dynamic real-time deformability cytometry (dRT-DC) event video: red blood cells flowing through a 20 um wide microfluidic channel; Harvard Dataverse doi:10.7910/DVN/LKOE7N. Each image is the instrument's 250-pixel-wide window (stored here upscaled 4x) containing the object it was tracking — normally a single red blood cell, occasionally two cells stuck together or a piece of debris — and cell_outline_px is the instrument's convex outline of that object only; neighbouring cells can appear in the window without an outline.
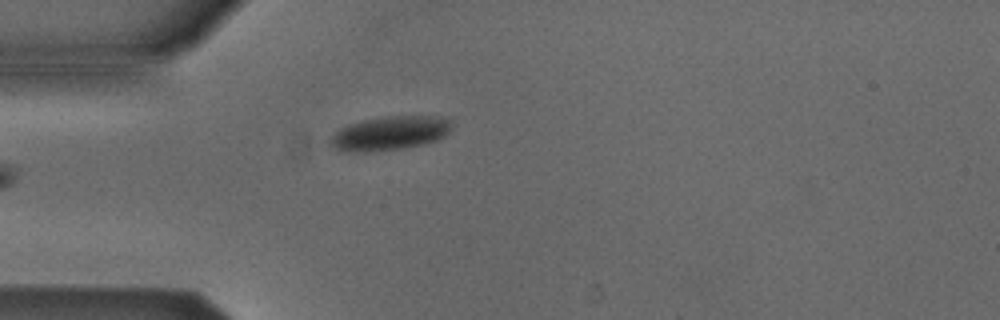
{"species": "Egyptian fruit bat (a non-hibernating species)", "species_latin": "Rousettus aegyptiacus", "temperature_condition": "cold", "stored_images_in_passage": 33, "camera_frame_rate_fps": 3000, "um_per_image_px": 0.085, "animal": {"sex": "male"}, "frame": {"image": 1, "passage_image": 1, "time_ms": 0.0, "image_size_px": [1000, 320], "cell_outline_px": [[452, 128], [444, 136], [436, 140], [420, 144], [400, 148], [368, 152], [340, 152], [328, 144], [328, 140], [340, 128], [348, 124], [364, 120], [388, 116], [444, 116], [452, 120]], "centroid_in_image_um": [33.11, 11.32], "position_along_channel_um": 51.9, "area_um2": 24.16}}
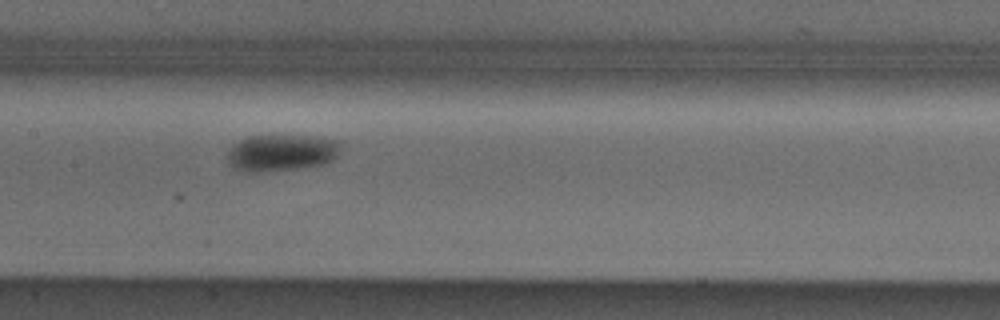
{"frame": {"image": 2, "passage_image": 12, "time_ms": 3.667, "image_size_px": [1000, 320], "cell_outline_px": [[340, 144], [336, 156], [332, 160], [324, 164], [296, 168], [260, 172], [248, 172], [232, 168], [228, 164], [228, 152], [232, 144], [248, 136], [308, 136], [340, 140]], "centroid_in_image_um": [23.88, 12.98], "position_along_channel_um": 183.5, "area_um2": 24.1}}
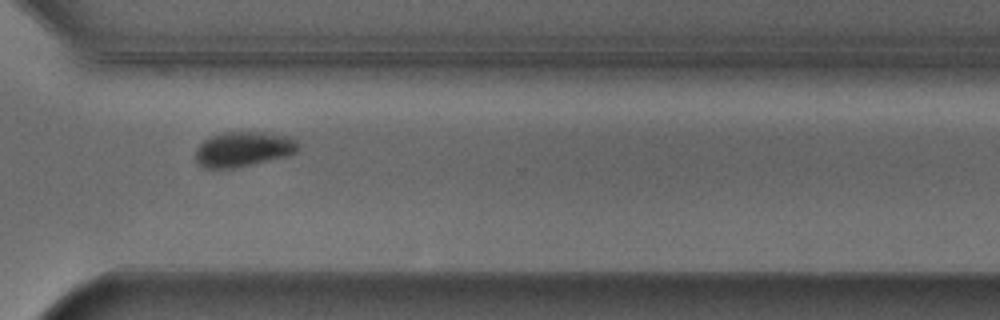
{"frame": {"image": 3, "passage_image": 25, "time_ms": 8.0, "image_size_px": [1000, 320], "cell_outline_px": [[300, 148], [296, 152], [288, 156], [236, 168], [204, 168], [196, 160], [196, 148], [208, 136], [224, 132], [264, 132], [288, 136], [296, 140], [300, 144]], "centroid_in_image_um": [20.7, 12.67], "position_along_channel_um": 349.9, "area_um2": 21.15}, "authors_computed_cell_mechanics": {"area_um2": 23.698, "velocity_mm_per_s": 3.8458, "shape_relaxation_time_tau1_ms": 2.4711, "shape_relaxation_time_tau2_ms": null, "deformation_change_tau1": 0.0458, "deformation_change_tau2": null}}